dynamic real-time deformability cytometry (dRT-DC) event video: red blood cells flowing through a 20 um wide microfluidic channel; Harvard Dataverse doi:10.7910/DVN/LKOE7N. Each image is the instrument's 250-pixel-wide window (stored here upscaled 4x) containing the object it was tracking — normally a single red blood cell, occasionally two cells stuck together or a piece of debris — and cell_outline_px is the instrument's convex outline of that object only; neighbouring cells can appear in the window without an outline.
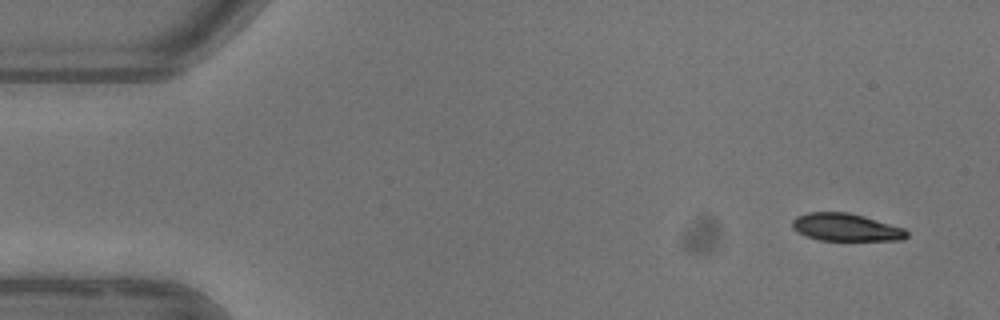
{"species": "common noctule bat (a hibernating species)", "species_latin": "Nyctalus noctula", "temperature_condition": "warm", "stored_images_in_passage": 5, "camera_frame_rate_fps": 3000, "um_per_image_px": 0.085, "animal": {"sex": "female"}, "frame": {"image": 1, "passage_image": 1, "time_ms": 0.0, "image_size_px": [1000, 320], "cell_outline_px": [[908, 236], [904, 240], [820, 240], [808, 236], [792, 228], [792, 220], [796, 216], [808, 212], [848, 212], [864, 216], [904, 228], [908, 232]], "centroid_in_image_um": [71.92, 19.31], "position_along_channel_um": 13.1, "area_um2": 18.32}}
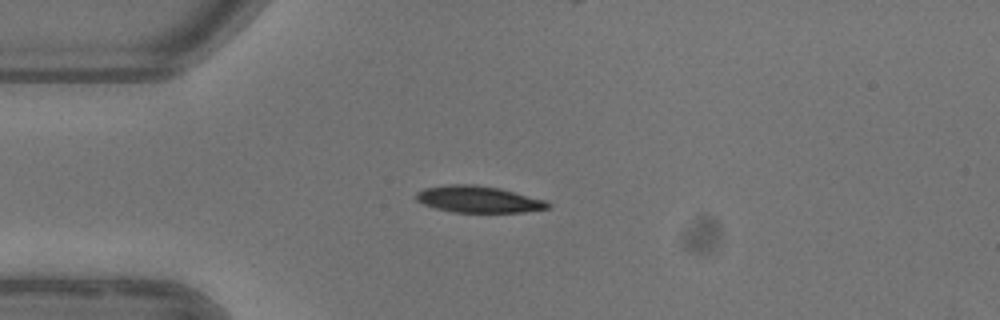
{"frame": {"image": 2, "passage_image": 3, "time_ms": 3.333, "image_size_px": [1000, 320], "cell_outline_px": [[552, 204], [548, 208], [524, 212], [452, 212], [436, 208], [424, 204], [416, 200], [416, 192], [424, 188], [448, 184], [476, 184], [500, 188], [544, 200]], "centroid_in_image_um": [40.64, 16.93], "position_along_channel_um": 44.4, "area_um2": 20.4}}
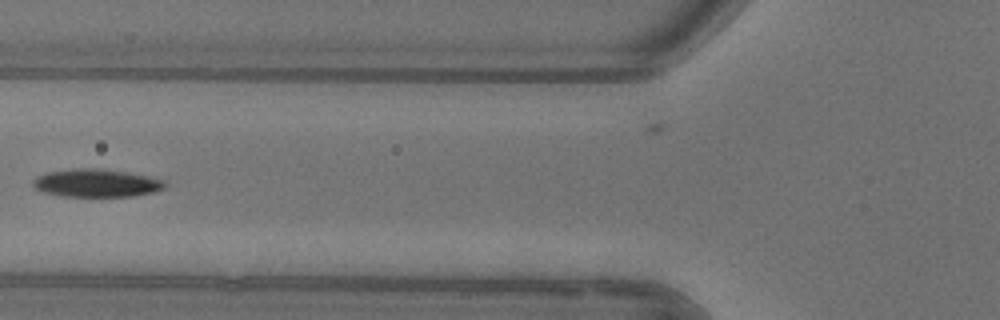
{"frame": {"image": 3, "passage_image": 5, "time_ms": 5.667, "image_size_px": [1000, 320], "cell_outline_px": [[168, 184], [164, 188], [152, 192], [132, 196], [60, 196], [44, 192], [36, 188], [32, 184], [32, 180], [36, 176], [44, 172], [72, 168], [96, 168], [128, 172], [148, 176], [164, 180]], "centroid_in_image_um": [8.16, 15.54], "position_along_channel_um": 117.6, "area_um2": 21.62}}